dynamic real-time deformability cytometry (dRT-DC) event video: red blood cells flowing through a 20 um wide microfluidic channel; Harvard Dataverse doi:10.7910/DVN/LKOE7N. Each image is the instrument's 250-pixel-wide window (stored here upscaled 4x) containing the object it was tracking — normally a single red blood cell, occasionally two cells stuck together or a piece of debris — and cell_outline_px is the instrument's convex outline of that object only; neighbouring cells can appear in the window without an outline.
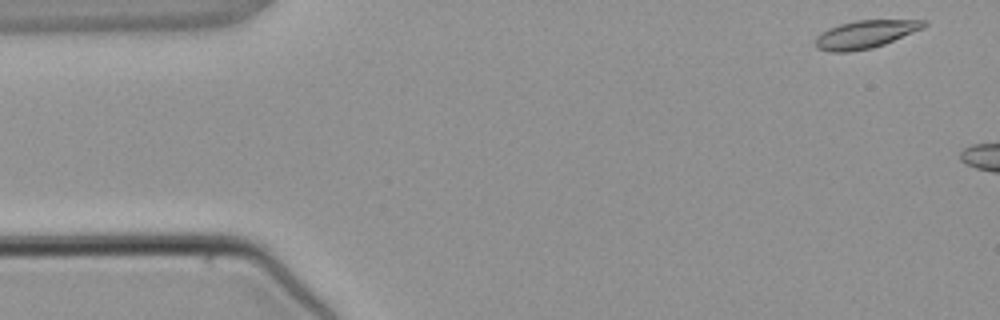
{"species": "common noctule bat (a hibernating species)", "species_latin": "Nyctalus noctula", "temperature_condition": "warm", "stored_images_in_passage": 3, "camera_frame_rate_fps": 3000, "um_per_image_px": 0.085, "animal": {"sex": "male", "body_mass_g": 21.5, "forearm_length_mm": 52.0}, "frame": {"image": 1, "passage_image": 1, "time_ms": 0.0, "image_size_px": [1000, 320], "cell_outline_px": [[928, 24], [924, 28], [884, 44], [872, 48], [848, 52], [828, 52], [816, 48], [816, 36], [820, 32], [828, 28], [840, 24], [856, 20], [928, 20]], "centroid_in_image_um": [73.55, 2.91], "position_along_channel_um": 11.5, "area_um2": 17.74}}